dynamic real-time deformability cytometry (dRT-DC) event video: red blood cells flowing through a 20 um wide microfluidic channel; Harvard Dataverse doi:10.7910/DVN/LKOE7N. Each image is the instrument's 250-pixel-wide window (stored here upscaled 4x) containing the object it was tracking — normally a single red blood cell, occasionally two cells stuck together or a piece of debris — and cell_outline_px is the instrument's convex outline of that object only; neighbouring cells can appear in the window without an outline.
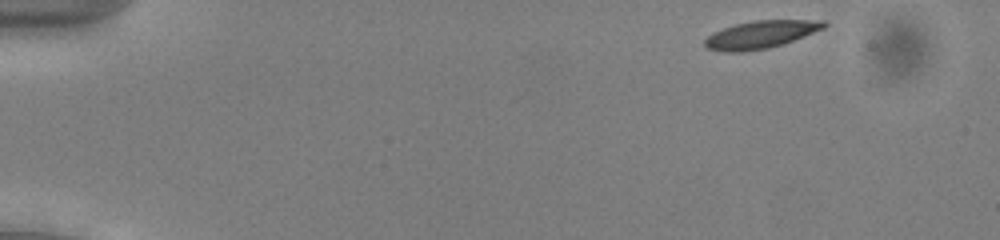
{"species": "common noctule bat (a hibernating species)", "species_latin": "Nyctalus noctula", "temperature_condition": "cold", "stored_images_in_passage": 12, "camera_frame_rate_fps": 3000, "um_per_image_px": 0.085, "animal": {"sex": "male", "body_mass_g": 13.0, "forearm_length_mm": 53.1}, "frame": {"image": 1, "passage_image": 1, "time_ms": 0.0, "image_size_px": [1000, 240], "cell_outline_px": [[828, 24], [824, 28], [804, 36], [768, 48], [740, 52], [724, 52], [704, 48], [704, 40], [712, 32], [736, 24], [752, 20], [824, 20]], "centroid_in_image_um": [64.62, 2.93], "position_along_channel_um": 20.4, "area_um2": 19.13}}